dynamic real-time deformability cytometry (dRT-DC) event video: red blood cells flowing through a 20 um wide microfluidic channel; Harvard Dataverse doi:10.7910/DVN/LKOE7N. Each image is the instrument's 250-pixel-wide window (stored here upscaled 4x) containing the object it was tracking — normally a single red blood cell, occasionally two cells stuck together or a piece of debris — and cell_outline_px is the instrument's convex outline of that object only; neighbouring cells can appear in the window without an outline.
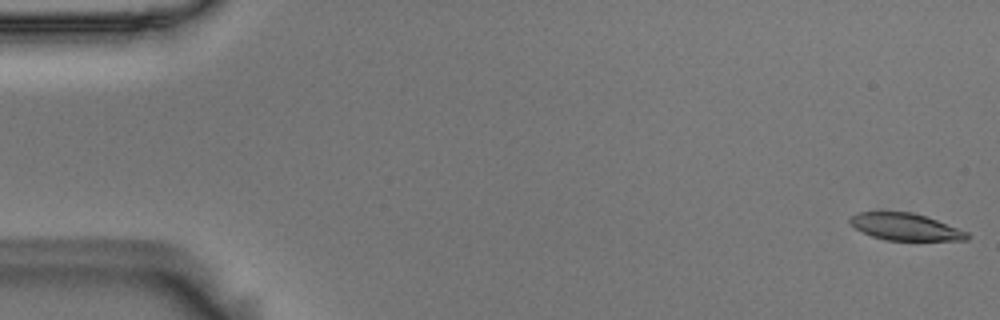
{"species": "Egyptian fruit bat (a non-hibernating species)", "species_latin": "Rousettus aegyptiacus", "temperature_condition": "room temperature", "stored_images_in_passage": 54, "camera_frame_rate_fps": 3000, "um_per_image_px": 0.085, "animal": {"sex": "male"}, "frame": {"image": 1, "passage_image": 1, "time_ms": 0.0, "image_size_px": [1000, 320], "cell_outline_px": [[972, 236], [968, 240], [888, 240], [872, 236], [856, 228], [848, 220], [856, 212], [912, 212], [936, 220], [968, 232]], "centroid_in_image_um": [76.98, 19.28], "position_along_channel_um": 8.0, "area_um2": 18.15}}
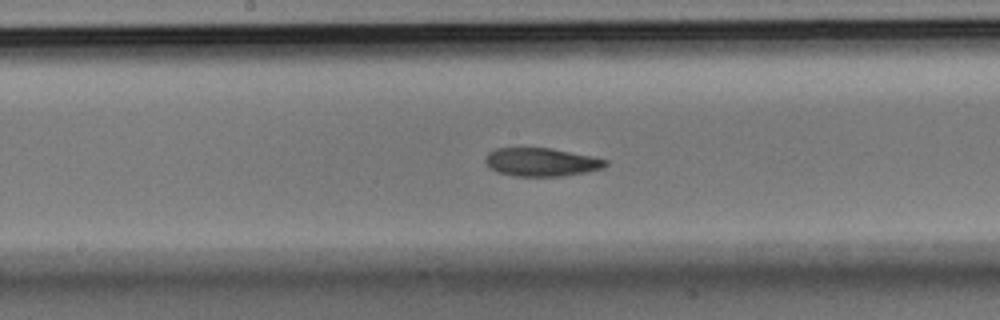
{"frame": {"image": 2, "passage_image": 28, "time_ms": 9.0, "image_size_px": [1000, 320], "cell_outline_px": [[608, 164], [604, 168], [588, 172], [564, 176], [516, 176], [496, 172], [488, 168], [484, 160], [484, 156], [488, 152], [496, 148], [552, 148], [592, 156], [608, 160]], "centroid_in_image_um": [46.0, 13.78], "position_along_channel_um": 202.2, "area_um2": 20.17}}
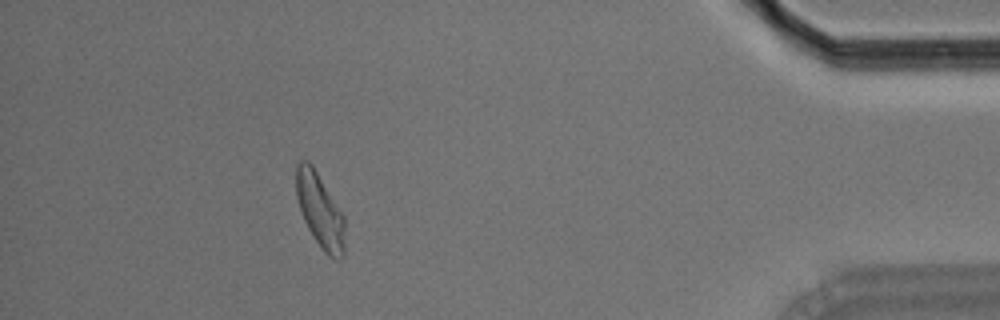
{"frame": {"image": 3, "passage_image": 49, "time_ms": 16.0, "image_size_px": [1000, 320], "cell_outline_px": [[344, 256], [336, 260], [328, 256], [324, 252], [308, 228], [304, 220], [296, 196], [296, 164], [300, 160], [308, 160], [312, 164], [344, 216]], "centroid_in_image_um": [27.19, 17.89], "position_along_channel_um": 408.0, "area_um2": 20.87}, "authors_computed_cell_mechanics": {"area_um2": 20.4612, "velocity_mm_per_s": 3.6935, "shape_relaxation_time_tau1_ms": 6.7976, "shape_relaxation_time_tau2_ms": 7.2655, "deformation_change_tau1": 0.1891, "deformation_change_tau2": 0.136}}